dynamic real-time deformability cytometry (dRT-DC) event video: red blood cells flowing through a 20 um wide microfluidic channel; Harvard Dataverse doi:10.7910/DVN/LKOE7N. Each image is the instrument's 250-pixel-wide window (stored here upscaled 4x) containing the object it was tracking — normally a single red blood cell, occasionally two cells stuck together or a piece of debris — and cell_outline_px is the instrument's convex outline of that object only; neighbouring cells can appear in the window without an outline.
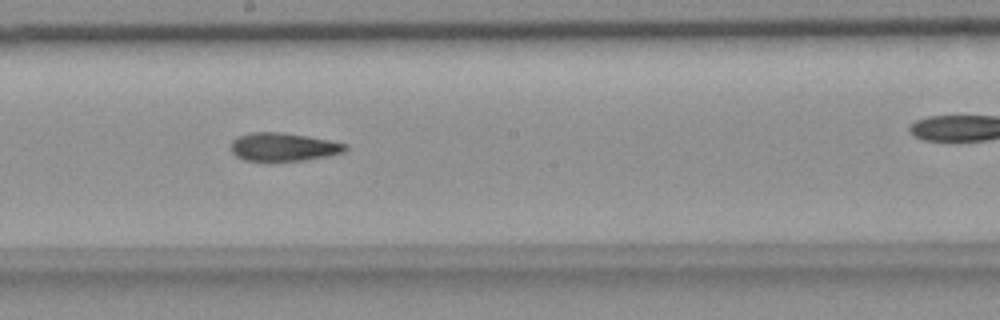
{"species": "common noctule bat (a hibernating species)", "species_latin": "Nyctalus noctula", "temperature_condition": "room temperature", "stored_images_in_passage": 23, "camera_frame_rate_fps": 3000, "um_per_image_px": 0.085, "animal": {"sex": "female", "body_mass_g": 18.4}, "frame": {"image": 1, "passage_image": 20, "time_ms": 6.333, "image_size_px": [1000, 320], "cell_outline_px": [[348, 148], [344, 152], [328, 156], [300, 160], [244, 160], [236, 156], [232, 152], [232, 140], [236, 136], [252, 132], [284, 132], [308, 136], [348, 144]], "centroid_in_image_um": [24.09, 12.47], "position_along_channel_um": 224.1, "area_um2": 18.73}}